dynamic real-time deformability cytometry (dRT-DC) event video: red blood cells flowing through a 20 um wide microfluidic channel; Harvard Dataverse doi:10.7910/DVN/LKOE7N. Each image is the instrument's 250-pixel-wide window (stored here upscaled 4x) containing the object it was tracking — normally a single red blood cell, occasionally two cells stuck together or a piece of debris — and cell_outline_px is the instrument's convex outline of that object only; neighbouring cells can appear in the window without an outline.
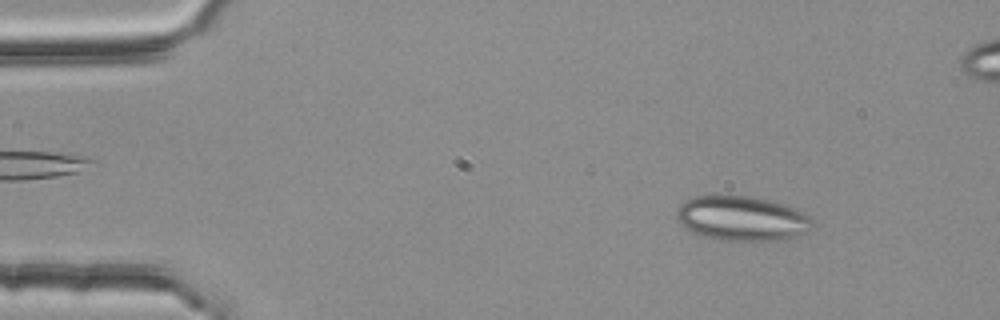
{"species": "common noctule bat (a hibernating species)", "species_latin": "Nyctalus noctula", "temperature_condition": "room temperature", "stored_images_in_passage": 53, "segment_of_instrument_passage": [1, 2], "camera_frame_rate_fps": 3000, "um_per_image_px": 0.085, "animal": {"sex": "female", "body_mass_g": 25.1}, "frame": {"image": 1, "passage_image": 6, "time_ms": 1.667, "image_size_px": [1000, 320], "cell_outline_px": [[816, 220], [808, 232], [788, 240], [720, 240], [704, 236], [692, 232], [684, 228], [680, 224], [676, 216], [676, 208], [684, 200], [696, 196], [752, 196], [784, 204], [812, 216]], "centroid_in_image_um": [63.09, 18.57], "position_along_channel_um": 21.9, "area_um2": 35.78}}